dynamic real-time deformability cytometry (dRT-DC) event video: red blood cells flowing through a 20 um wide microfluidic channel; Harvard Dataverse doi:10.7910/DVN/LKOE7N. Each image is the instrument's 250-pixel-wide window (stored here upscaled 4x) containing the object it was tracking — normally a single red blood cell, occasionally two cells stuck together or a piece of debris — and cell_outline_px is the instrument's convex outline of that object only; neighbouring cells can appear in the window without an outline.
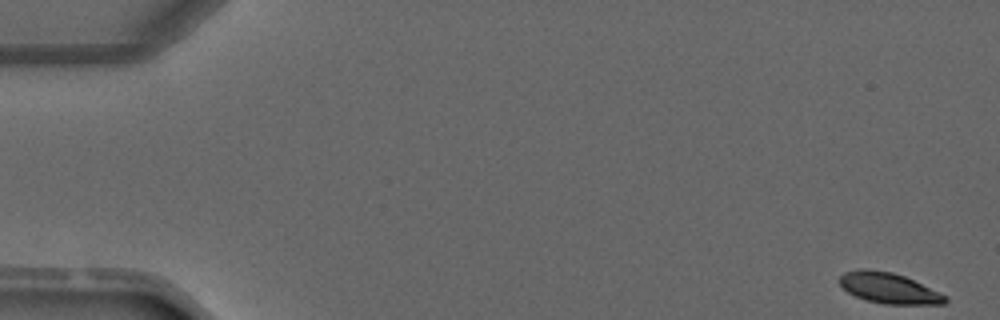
{"species": "common noctule bat (a hibernating species)", "species_latin": "Nyctalus noctula", "temperature_condition": "warm", "stored_images_in_passage": 4, "segment_of_instrument_passage": [1, 2], "camera_frame_rate_fps": 3000, "um_per_image_px": 0.085, "animal": {"sex": "male", "forearm_length_mm": 52.5}, "frame": {"image": 1, "passage_image": 1, "time_ms": 0.0, "image_size_px": [1000, 320], "cell_outline_px": [[948, 300], [944, 304], [884, 304], [868, 300], [856, 296], [848, 292], [840, 284], [840, 276], [844, 272], [864, 268], [868, 268], [892, 272], [904, 276], [948, 296]], "centroid_in_image_um": [75.56, 24.48], "position_along_channel_um": 9.4, "area_um2": 18.73}}